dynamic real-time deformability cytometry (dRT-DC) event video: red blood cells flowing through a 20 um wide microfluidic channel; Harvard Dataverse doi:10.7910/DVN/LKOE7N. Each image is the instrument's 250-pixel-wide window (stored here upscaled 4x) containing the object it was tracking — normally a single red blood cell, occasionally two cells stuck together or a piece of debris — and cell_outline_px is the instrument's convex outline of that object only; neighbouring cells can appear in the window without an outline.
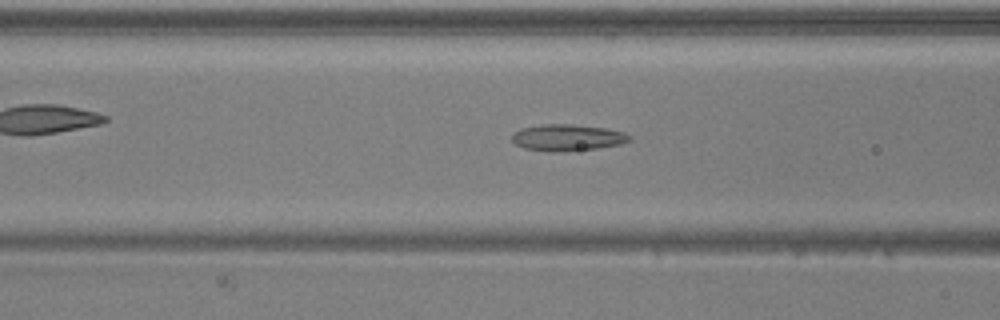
{"species": "common noctule bat (a hibernating species)", "species_latin": "Nyctalus noctula", "temperature_condition": "warm", "stored_images_in_passage": 51, "camera_frame_rate_fps": 3000, "um_per_image_px": 0.085, "animal": {"sex": "male", "body_mass_g": 20.5, "forearm_length_mm": 52.5}, "frame": {"image": 1, "passage_image": 20, "time_ms": 6.333, "image_size_px": [1000, 320], "cell_outline_px": [[632, 140], [620, 144], [596, 148], [556, 152], [548, 152], [524, 148], [516, 144], [512, 140], [512, 136], [520, 128], [544, 124], [572, 124], [608, 128], [624, 132], [632, 136]], "centroid_in_image_um": [48.26, 11.69], "position_along_channel_um": 118.3, "area_um2": 18.21}}
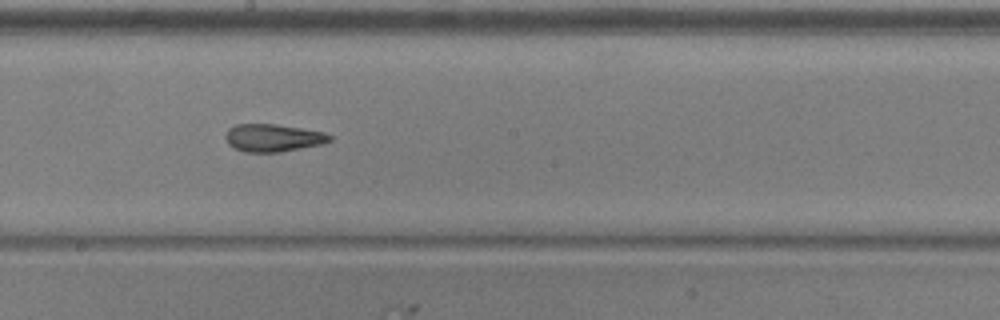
{"frame": {"image": 2, "passage_image": 28, "time_ms": 9.0, "image_size_px": [1000, 320], "cell_outline_px": [[332, 140], [324, 144], [280, 152], [244, 152], [228, 144], [224, 136], [228, 128], [236, 124], [276, 124], [324, 132], [332, 136]], "centroid_in_image_um": [23.21, 11.72], "position_along_channel_um": 225.0, "area_um2": 16.88}}
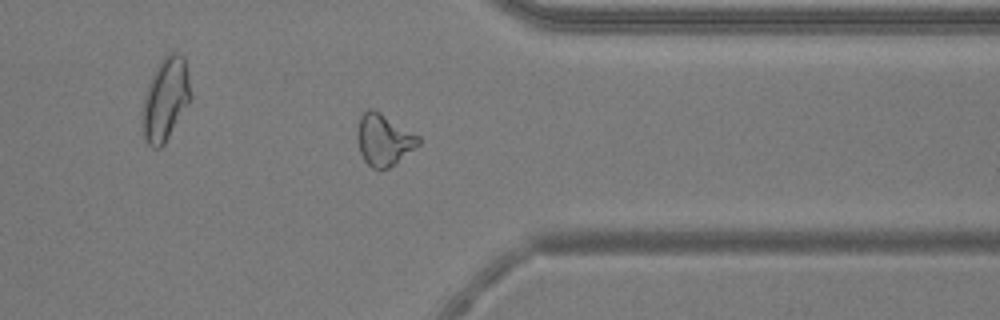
{"frame": {"image": 3, "passage_image": 40, "time_ms": 13.0, "image_size_px": [1000, 320], "cell_outline_px": [[420, 144], [396, 164], [388, 168], [372, 168], [364, 160], [360, 152], [356, 136], [356, 132], [360, 112], [368, 108], [372, 108], [380, 112], [420, 136]], "centroid_in_image_um": [32.6, 11.85], "position_along_channel_um": 378.8, "area_um2": 18.67}, "authors_computed_cell_mechanics": {"area_um2": 18.5538, "velocity_mm_per_s": 3.985, "shape_relaxation_time_tau1_ms": 6.9009, "shape_relaxation_time_tau2_ms": 1.7524, "deformation_change_tau1": 0.1912, "deformation_change_tau2": 0.086}}